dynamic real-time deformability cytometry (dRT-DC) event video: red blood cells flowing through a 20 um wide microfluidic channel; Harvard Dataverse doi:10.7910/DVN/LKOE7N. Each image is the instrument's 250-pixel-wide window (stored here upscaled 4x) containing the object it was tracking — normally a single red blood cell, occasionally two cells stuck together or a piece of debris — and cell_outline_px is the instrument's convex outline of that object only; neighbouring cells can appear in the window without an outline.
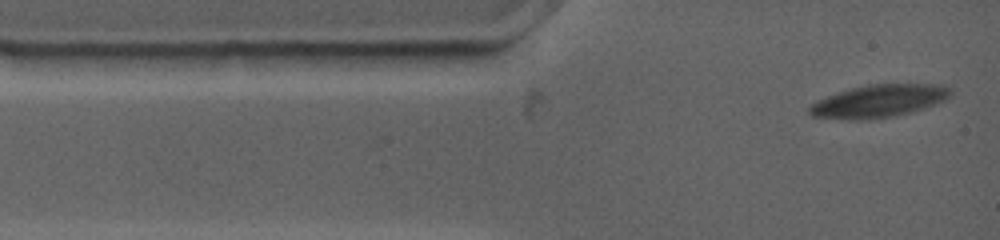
{"species": "common noctule bat (a hibernating species)", "species_latin": "Nyctalus noctula", "temperature_condition": "warm", "stored_images_in_passage": 43, "camera_frame_rate_fps": 4500, "um_per_image_px": 0.085, "animal": {"sex": "female", "body_mass_g": 19.0, "forearm_length_mm": 53.3}, "frame": {"image": 1, "passage_image": 1, "time_ms": 0.0, "image_size_px": [1000, 240], "cell_outline_px": [[952, 92], [944, 100], [912, 112], [868, 120], [848, 120], [812, 116], [808, 112], [808, 108], [816, 100], [852, 88], [868, 84], [944, 84]], "centroid_in_image_um": [74.67, 8.59], "position_along_channel_um": 10.3, "area_um2": 26.65}}
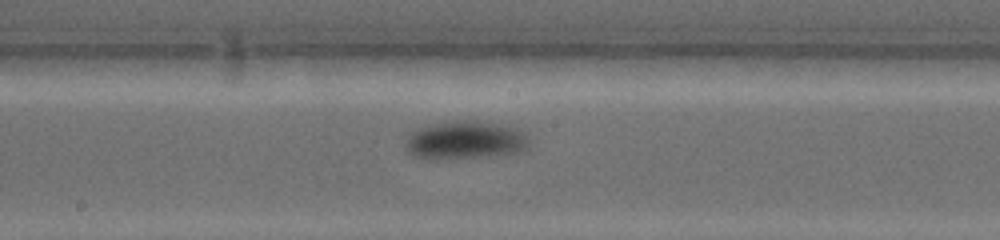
{"frame": {"image": 2, "passage_image": 18, "time_ms": 6.667, "image_size_px": [1000, 240], "cell_outline_px": [[528, 148], [520, 152], [496, 156], [416, 156], [408, 152], [408, 140], [412, 132], [420, 128], [432, 124], [452, 120], [468, 120], [500, 124], [520, 128], [524, 132], [528, 140]], "centroid_in_image_um": [39.68, 11.86], "position_along_channel_um": 208.5, "area_um2": 26.47}}
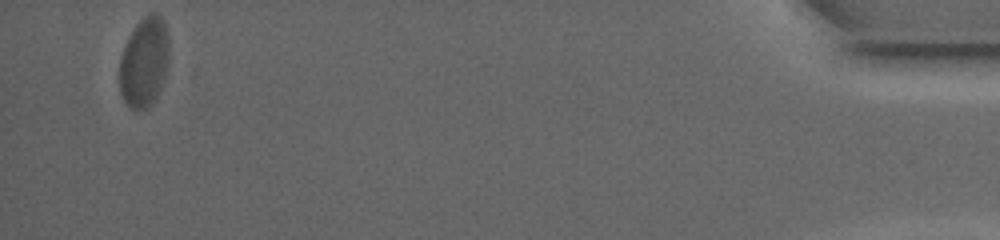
{"frame": {"image": 3, "passage_image": 43, "time_ms": 16.667, "image_size_px": [1000, 240], "cell_outline_px": [[168, 64], [160, 88], [152, 104], [148, 108], [132, 108], [124, 100], [120, 92], [120, 56], [128, 36], [136, 24], [148, 12], [156, 12], [160, 16], [164, 24], [168, 36]], "centroid_in_image_um": [12.25, 5.24], "position_along_channel_um": 423.0, "area_um2": 25.78}, "authors_computed_cell_mechanics": {"area_um2": 25.7788, "velocity_mm_per_s": 3.5074, "shape_relaxation_time_tau1_ms": 3.4071, "shape_relaxation_time_tau2_ms": null, "deformation_change_tau1": 0.1723, "deformation_change_tau2": null}}